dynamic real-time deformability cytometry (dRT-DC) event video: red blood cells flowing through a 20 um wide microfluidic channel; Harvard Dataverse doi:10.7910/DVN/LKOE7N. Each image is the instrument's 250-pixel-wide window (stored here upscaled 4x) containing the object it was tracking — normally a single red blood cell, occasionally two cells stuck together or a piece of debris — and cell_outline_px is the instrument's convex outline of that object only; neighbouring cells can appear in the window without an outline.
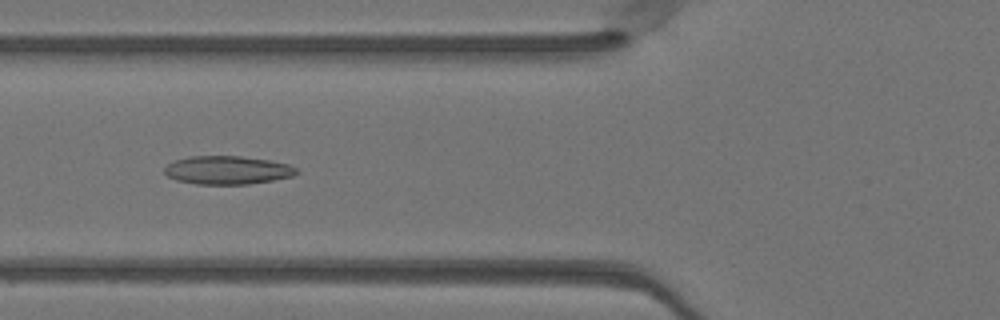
{"species": "Egyptian fruit bat (a non-hibernating species)", "species_latin": "Rousettus aegyptiacus", "temperature_condition": "warm", "stored_images_in_passage": 46, "camera_frame_rate_fps": 3000, "um_per_image_px": 0.085, "animal": {"sex": "female"}, "frame": {"image": 1, "passage_image": 19, "time_ms": 6.0, "image_size_px": [1000, 320], "cell_outline_px": [[300, 172], [292, 176], [272, 180], [248, 184], [196, 184], [176, 180], [168, 176], [164, 172], [164, 168], [168, 164], [176, 160], [188, 156], [240, 156], [268, 160], [288, 164], [300, 168]], "centroid_in_image_um": [19.35, 14.46], "position_along_channel_um": 106.4, "area_um2": 21.85}}
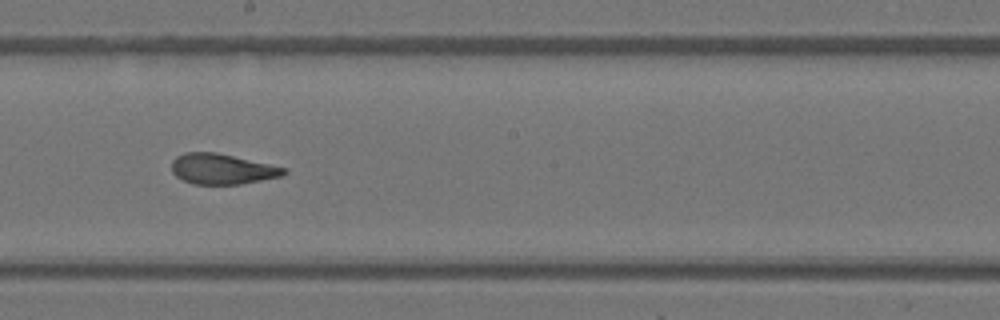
{"frame": {"image": 2, "passage_image": 28, "time_ms": 9.0, "image_size_px": [1000, 320], "cell_outline_px": [[288, 172], [280, 176], [240, 184], [192, 184], [176, 176], [172, 172], [172, 160], [176, 156], [184, 152], [216, 152], [288, 168]], "centroid_in_image_um": [18.86, 14.35], "position_along_channel_um": 229.3, "area_um2": 19.88}}
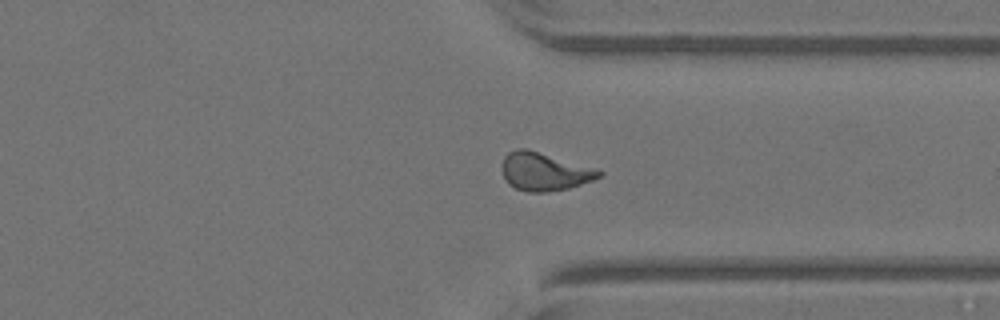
{"frame": {"image": 3, "passage_image": 38, "time_ms": 12.333, "image_size_px": [1000, 320], "cell_outline_px": [[604, 172], [600, 176], [592, 180], [568, 188], [544, 192], [528, 192], [516, 188], [508, 184], [504, 180], [500, 168], [504, 156], [508, 152], [516, 148], [528, 148], [596, 168]], "centroid_in_image_um": [46.22, 14.56], "position_along_channel_um": 365.2, "area_um2": 21.79}}